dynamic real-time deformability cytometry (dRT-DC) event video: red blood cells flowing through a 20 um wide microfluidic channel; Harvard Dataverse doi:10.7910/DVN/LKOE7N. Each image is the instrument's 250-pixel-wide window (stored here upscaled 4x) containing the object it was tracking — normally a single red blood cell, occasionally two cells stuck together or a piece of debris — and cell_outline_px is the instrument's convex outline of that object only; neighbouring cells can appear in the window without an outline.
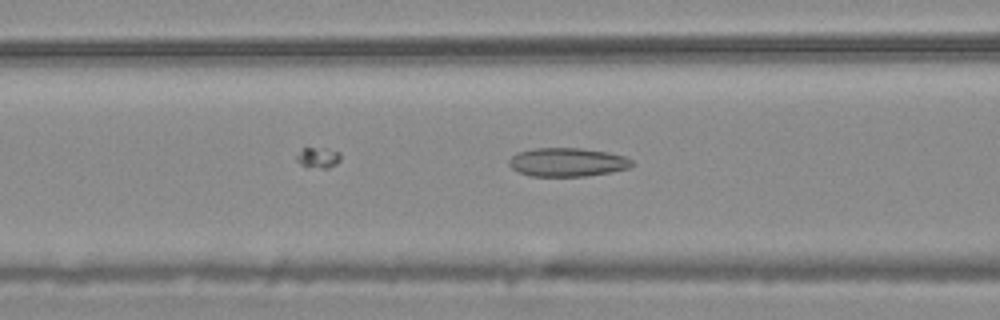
{"species": "common noctule bat (a hibernating species)", "species_latin": "Nyctalus noctula", "temperature_condition": "warm", "stored_images_in_passage": 38, "camera_frame_rate_fps": 3000, "um_per_image_px": 0.085, "animal": {"sex": "male", "body_mass_g": 20.4}, "frame": {"image": 1, "passage_image": 22, "time_ms": 7.0, "image_size_px": [1000, 320], "cell_outline_px": [[632, 164], [628, 168], [612, 172], [588, 176], [532, 176], [520, 172], [512, 168], [508, 164], [508, 160], [516, 152], [536, 148], [580, 148], [608, 152], [624, 156], [632, 160]], "centroid_in_image_um": [48.21, 13.78], "position_along_channel_um": 118.4, "area_um2": 20.52}}